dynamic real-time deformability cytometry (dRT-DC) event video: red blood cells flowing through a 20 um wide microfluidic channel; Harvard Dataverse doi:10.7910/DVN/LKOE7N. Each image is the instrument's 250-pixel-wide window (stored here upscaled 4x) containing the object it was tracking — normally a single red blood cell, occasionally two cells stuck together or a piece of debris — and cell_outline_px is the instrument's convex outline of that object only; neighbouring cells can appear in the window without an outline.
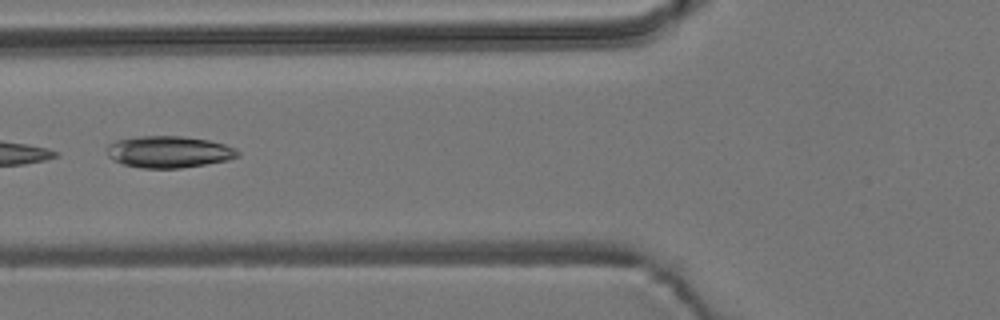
{"species": "common noctule bat (a hibernating species)", "species_latin": "Nyctalus noctula", "temperature_condition": "room temperature", "stored_images_in_passage": 5, "camera_frame_rate_fps": 3000, "um_per_image_px": 0.085, "animal": {"sex": "male", "body_mass_g": 19.2, "forearm_length_mm": 51.8}, "frame": {"image": 1, "passage_image": 5, "time_ms": 1.333, "image_size_px": [1000, 320], "cell_outline_px": [[240, 156], [228, 160], [180, 168], [140, 168], [124, 164], [112, 160], [108, 156], [108, 144], [116, 140], [136, 136], [184, 136], [208, 140], [224, 144], [236, 148], [240, 152]], "centroid_in_image_um": [14.36, 12.9], "position_along_channel_um": 111.4, "area_um2": 24.28}}